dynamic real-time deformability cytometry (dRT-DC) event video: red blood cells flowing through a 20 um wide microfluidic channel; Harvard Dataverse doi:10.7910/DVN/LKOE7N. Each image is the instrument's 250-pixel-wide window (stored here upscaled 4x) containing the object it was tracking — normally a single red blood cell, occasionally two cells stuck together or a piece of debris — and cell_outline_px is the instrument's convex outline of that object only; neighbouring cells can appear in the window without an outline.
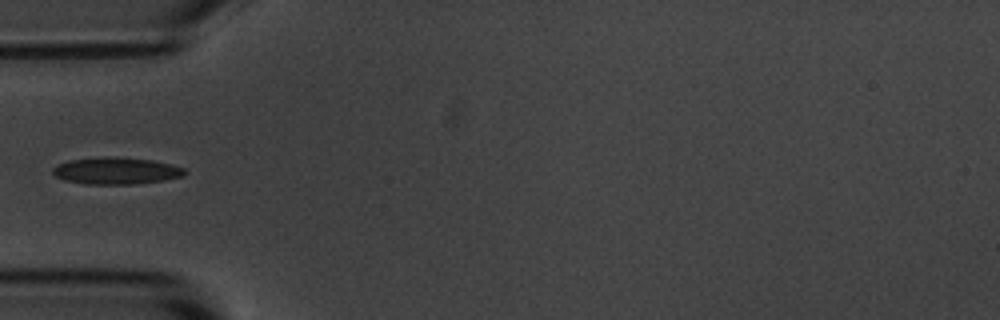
{"species": "common noctule bat (a hibernating species)", "species_latin": "Nyctalus noctula", "temperature_condition": "room temperature", "stored_images_in_passage": 5, "camera_frame_rate_fps": 3000, "um_per_image_px": 0.085, "animal": {"sex": "male", "body_mass_g": 20.1, "forearm_length_mm": 53.5}, "frame": {"image": 1, "passage_image": 5, "time_ms": 4.667, "image_size_px": [1000, 320], "cell_outline_px": [[188, 172], [184, 176], [164, 180], [136, 184], [84, 184], [64, 180], [56, 176], [52, 172], [52, 168], [56, 164], [68, 160], [108, 156], [152, 160], [172, 164], [184, 168]], "centroid_in_image_um": [9.87, 14.52], "position_along_channel_um": 75.1, "area_um2": 20.87}}